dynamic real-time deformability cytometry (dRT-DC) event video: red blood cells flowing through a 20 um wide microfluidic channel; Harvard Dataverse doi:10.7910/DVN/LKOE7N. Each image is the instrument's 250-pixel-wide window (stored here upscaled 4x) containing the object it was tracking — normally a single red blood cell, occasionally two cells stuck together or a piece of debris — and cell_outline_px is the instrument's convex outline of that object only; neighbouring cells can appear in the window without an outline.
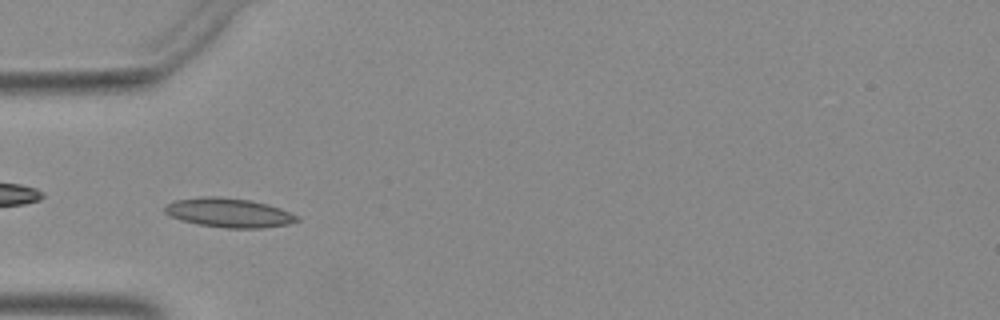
{"species": "Egyptian fruit bat (a non-hibernating species)", "species_latin": "Rousettus aegyptiacus", "temperature_condition": "warm", "stored_images_in_passage": 48, "camera_frame_rate_fps": 3000, "um_per_image_px": 0.085, "animal": {"sex": "female"}, "frame": {"image": 1, "passage_image": 13, "time_ms": 4.0, "image_size_px": [1000, 320], "cell_outline_px": [[300, 220], [288, 224], [260, 228], [224, 228], [196, 224], [180, 220], [164, 212], [164, 208], [168, 204], [176, 200], [200, 196], [220, 196], [248, 200], [268, 204], [280, 208], [300, 216]], "centroid_in_image_um": [19.47, 18.08], "position_along_channel_um": 65.5, "area_um2": 22.6}}
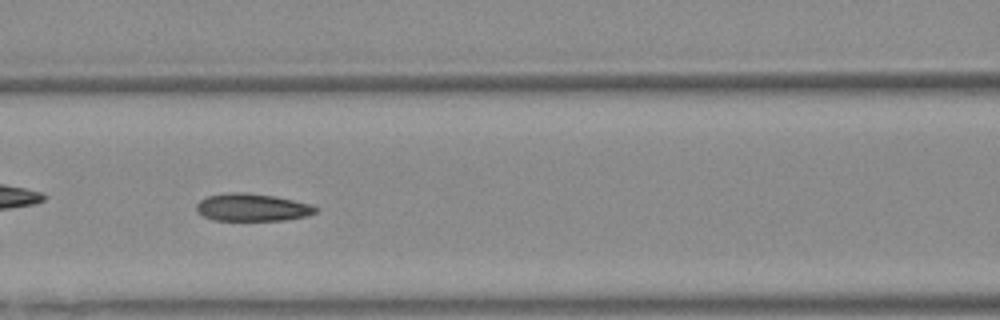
{"frame": {"image": 2, "passage_image": 19, "time_ms": 6.0, "image_size_px": [1000, 320], "cell_outline_px": [[320, 208], [316, 212], [308, 216], [288, 220], [212, 220], [196, 212], [196, 204], [200, 200], [208, 196], [228, 192], [244, 192], [276, 196], [312, 204]], "centroid_in_image_um": [21.47, 17.63], "position_along_channel_um": 145.1, "area_um2": 19.42}}
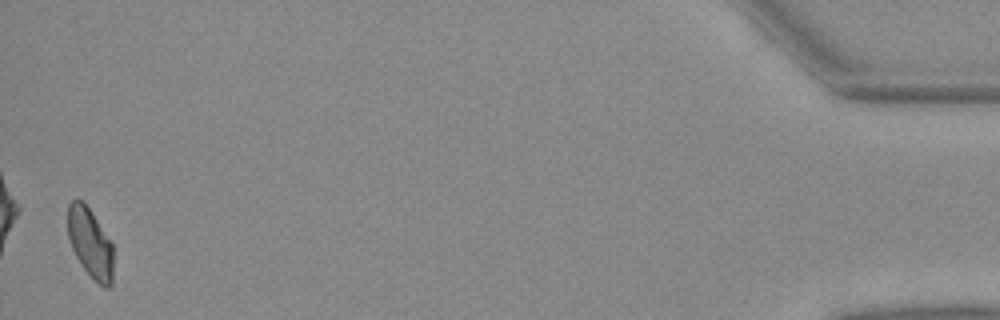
{"frame": {"image": 3, "passage_image": 47, "time_ms": 15.333, "image_size_px": [1000, 320], "cell_outline_px": [[112, 284], [108, 288], [104, 288], [84, 268], [76, 256], [72, 248], [68, 236], [68, 204], [76, 196], [84, 200], [92, 212], [112, 244]], "centroid_in_image_um": [7.65, 20.58], "position_along_channel_um": 427.6, "area_um2": 18.32}}